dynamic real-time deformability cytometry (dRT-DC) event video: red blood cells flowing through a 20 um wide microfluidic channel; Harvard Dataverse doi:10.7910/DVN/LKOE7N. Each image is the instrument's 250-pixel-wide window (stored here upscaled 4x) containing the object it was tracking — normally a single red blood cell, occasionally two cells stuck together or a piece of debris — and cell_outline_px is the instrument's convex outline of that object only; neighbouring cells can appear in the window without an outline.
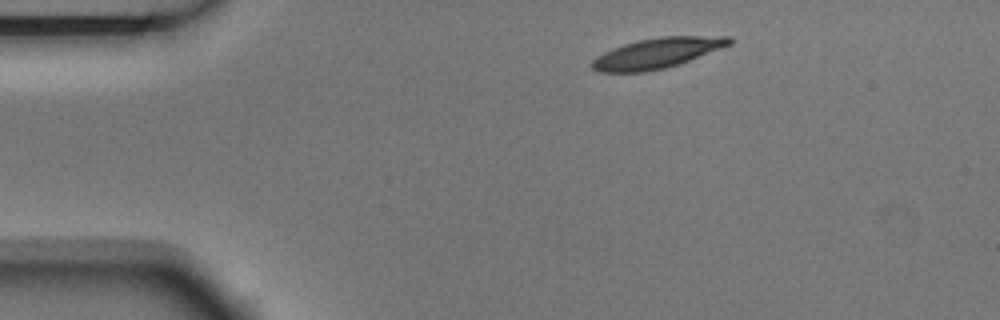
{"species": "Egyptian fruit bat (a non-hibernating species)", "species_latin": "Rousettus aegyptiacus", "temperature_condition": "room temperature", "stored_images_in_passage": 7, "camera_frame_rate_fps": 3000, "um_per_image_px": 0.085, "animal": {"sex": "male"}, "frame": {"image": 1, "passage_image": 1, "time_ms": 0.0, "image_size_px": [1000, 320], "cell_outline_px": [[732, 44], [688, 60], [664, 68], [644, 72], [600, 72], [592, 68], [592, 60], [596, 56], [612, 48], [624, 44], [640, 40], [660, 36], [732, 36]], "centroid_in_image_um": [55.84, 4.5], "position_along_channel_um": 29.2, "area_um2": 23.93}}
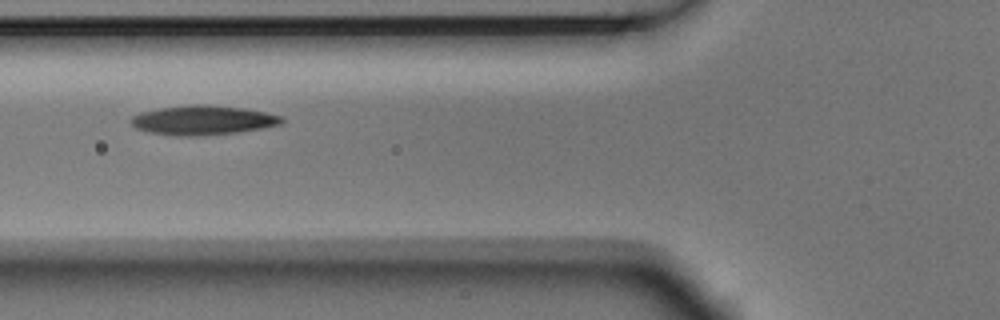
{"frame": {"image": 2, "passage_image": 4, "time_ms": 1.0, "image_size_px": [1000, 320], "cell_outline_px": [[284, 120], [280, 124], [260, 128], [236, 132], [200, 136], [176, 136], [148, 132], [136, 128], [128, 124], [128, 120], [132, 116], [140, 112], [160, 108], [188, 104], [204, 104], [244, 108], [284, 116]], "centroid_in_image_um": [17.17, 10.21], "position_along_channel_um": 108.6, "area_um2": 26.01}}
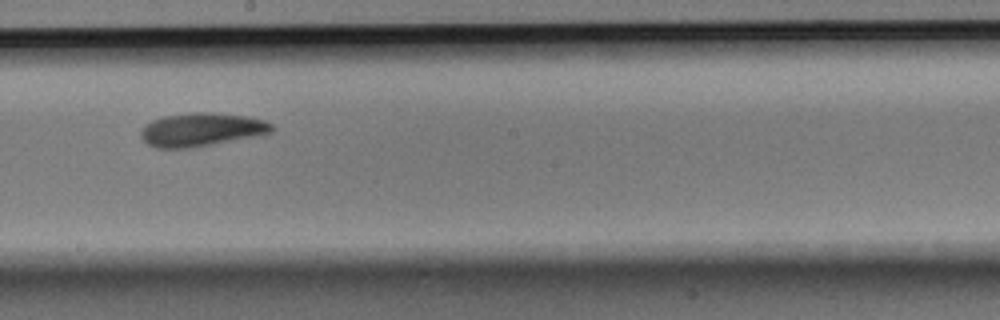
{"frame": {"image": 3, "passage_image": 7, "time_ms": 2.0, "image_size_px": [1000, 320], "cell_outline_px": [[272, 132], [192, 148], [156, 148], [148, 144], [140, 136], [140, 132], [144, 124], [152, 120], [164, 116], [192, 112], [208, 112], [248, 116], [264, 120], [272, 124]], "centroid_in_image_um": [17.07, 11.01], "position_along_channel_um": 231.1, "area_um2": 25.32}}